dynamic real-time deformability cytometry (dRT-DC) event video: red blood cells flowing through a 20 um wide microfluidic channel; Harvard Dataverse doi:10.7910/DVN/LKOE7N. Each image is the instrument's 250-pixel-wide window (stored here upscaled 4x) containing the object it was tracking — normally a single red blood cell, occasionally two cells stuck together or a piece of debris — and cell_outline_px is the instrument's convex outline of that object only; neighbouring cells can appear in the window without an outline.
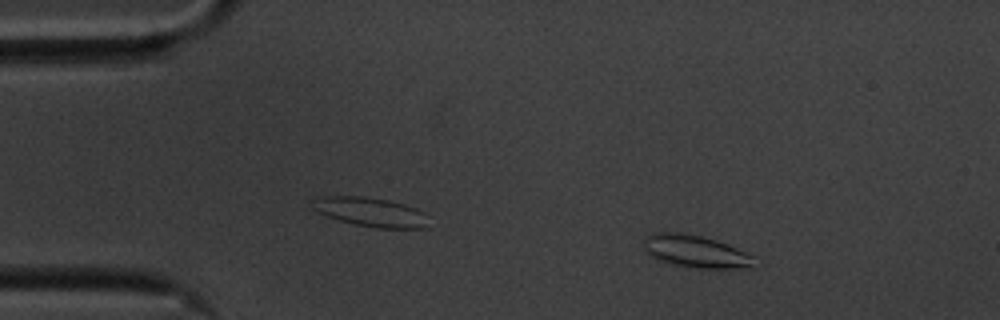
{"species": "common noctule bat (a hibernating species)", "species_latin": "Nyctalus noctula", "temperature_condition": "cold", "stored_images_in_passage": 50, "camera_frame_rate_fps": 3000, "um_per_image_px": 0.085, "animal": {"sex": "male", "body_mass_g": 20.1, "forearm_length_mm": 53.5}, "frame": {"image": 1, "passage_image": 8, "time_ms": 2.333, "image_size_px": [1000, 320], "cell_outline_px": [[756, 268], [696, 268], [672, 264], [656, 260], [644, 252], [644, 240], [652, 232], [680, 232], [704, 236], [728, 244], [756, 256]], "centroid_in_image_um": [59.16, 21.37], "position_along_channel_um": 25.8, "area_um2": 21.44}}
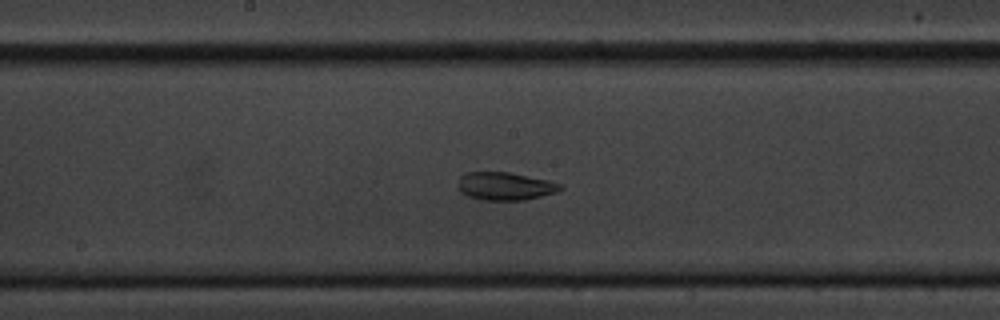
{"frame": {"image": 2, "passage_image": 29, "time_ms": 9.333, "image_size_px": [1000, 320], "cell_outline_px": [[564, 188], [556, 192], [524, 200], [484, 200], [468, 196], [460, 192], [456, 184], [460, 176], [468, 172], [508, 172], [548, 180], [560, 184]], "centroid_in_image_um": [42.89, 15.82], "position_along_channel_um": 205.3, "area_um2": 16.65}}
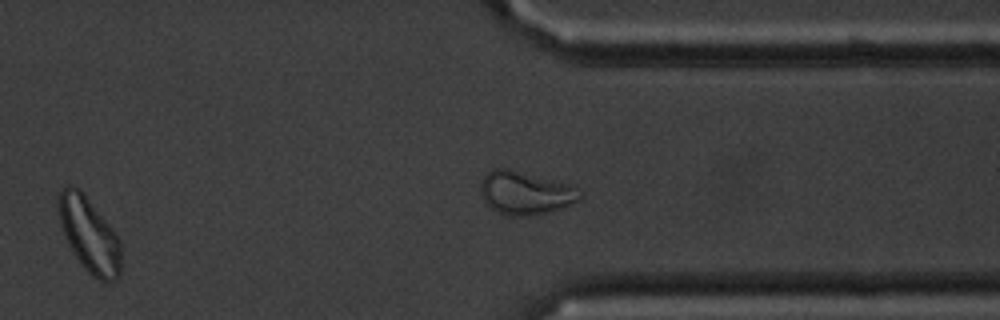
{"frame": {"image": 3, "passage_image": 43, "time_ms": 14.0, "image_size_px": [1000, 320], "cell_outline_px": [[120, 276], [116, 280], [104, 284], [92, 276], [84, 268], [68, 244], [60, 220], [56, 204], [56, 192], [68, 184], [76, 188], [88, 200], [112, 228], [120, 240]], "centroid_in_image_um": [7.57, 19.99], "position_along_channel_um": 403.8, "area_um2": 27.11}, "authors_computed_cell_mechanics": {"area_um2": 18.1781, "velocity_mm_per_s": 3.4779, "shape_relaxation_time_tau1_ms": null, "shape_relaxation_time_tau2_ms": 5.3421, "deformation_change_tau1": null, "deformation_change_tau2": 0.106}}